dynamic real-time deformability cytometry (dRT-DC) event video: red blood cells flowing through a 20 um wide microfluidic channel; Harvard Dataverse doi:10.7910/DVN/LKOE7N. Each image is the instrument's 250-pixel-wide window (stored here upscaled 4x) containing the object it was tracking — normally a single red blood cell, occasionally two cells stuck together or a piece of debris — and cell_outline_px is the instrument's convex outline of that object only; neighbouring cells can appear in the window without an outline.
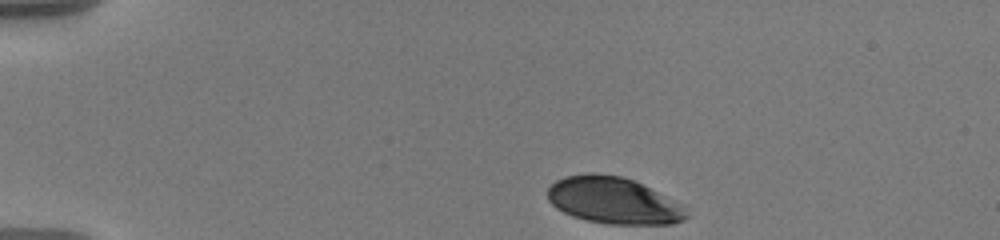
{"species": "human", "species_latin": "Homo sapiens", "temperature_condition": "warm", "stored_images_in_passage": 5, "camera_frame_rate_fps": 3000, "um_per_image_px": 0.085, "donor": {"sex": "male"}, "frame": {"image": 1, "passage_image": 1, "time_ms": 0.0, "image_size_px": [1000, 240], "cell_outline_px": [[692, 216], [684, 220], [672, 224], [608, 224], [588, 220], [572, 216], [556, 208], [548, 200], [548, 188], [556, 180], [564, 176], [588, 172], [592, 172], [620, 176], [632, 180], [656, 192]], "centroid_in_image_um": [52.04, 17.04], "position_along_channel_um": 33.0, "area_um2": 36.99}}